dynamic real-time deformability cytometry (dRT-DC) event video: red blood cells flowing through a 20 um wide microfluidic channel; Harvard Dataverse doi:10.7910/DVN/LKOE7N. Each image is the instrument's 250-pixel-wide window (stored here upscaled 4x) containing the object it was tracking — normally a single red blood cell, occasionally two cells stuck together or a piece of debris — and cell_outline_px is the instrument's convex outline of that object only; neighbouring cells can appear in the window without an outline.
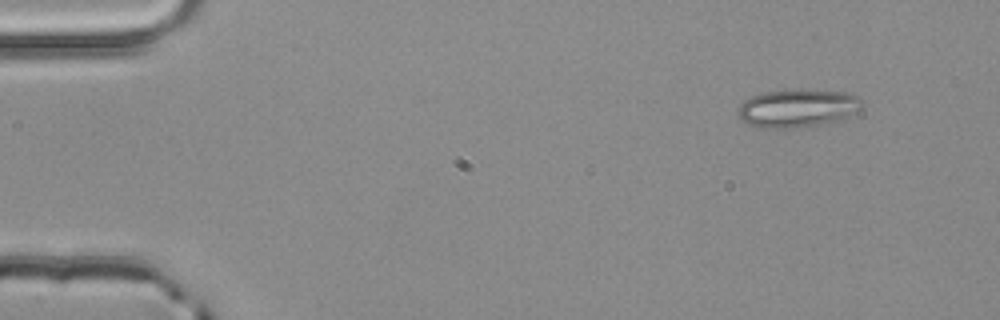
{"species": "common noctule bat (a hibernating species)", "species_latin": "Nyctalus noctula", "temperature_condition": "room temperature", "stored_images_in_passage": 3, "camera_frame_rate_fps": 3000, "um_per_image_px": 0.085, "animal": {"sex": "male", "body_mass_g": 20.4}, "frame": {"image": 1, "passage_image": 1, "time_ms": 0.0, "image_size_px": [1000, 320], "cell_outline_px": [[860, 104], [856, 112], [844, 120], [788, 128], [764, 128], [748, 124], [740, 120], [736, 112], [740, 104], [744, 100], [752, 96], [764, 92], [792, 88], [800, 88], [848, 92], [856, 96], [860, 100]], "centroid_in_image_um": [67.75, 9.17], "position_along_channel_um": 17.2, "area_um2": 27.86}}
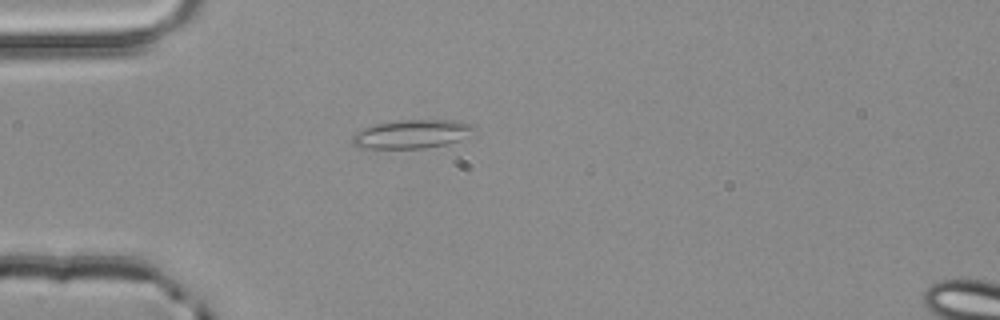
{"frame": {"image": 2, "passage_image": 3, "time_ms": 0.667, "image_size_px": [1000, 320], "cell_outline_px": [[476, 128], [460, 140], [444, 144], [424, 148], [360, 148], [352, 140], [352, 136], [356, 132], [364, 128], [376, 124], [396, 120], [456, 120], [476, 124]], "centroid_in_image_um": [35.03, 11.38], "position_along_channel_um": 50.0, "area_um2": 20.17}}